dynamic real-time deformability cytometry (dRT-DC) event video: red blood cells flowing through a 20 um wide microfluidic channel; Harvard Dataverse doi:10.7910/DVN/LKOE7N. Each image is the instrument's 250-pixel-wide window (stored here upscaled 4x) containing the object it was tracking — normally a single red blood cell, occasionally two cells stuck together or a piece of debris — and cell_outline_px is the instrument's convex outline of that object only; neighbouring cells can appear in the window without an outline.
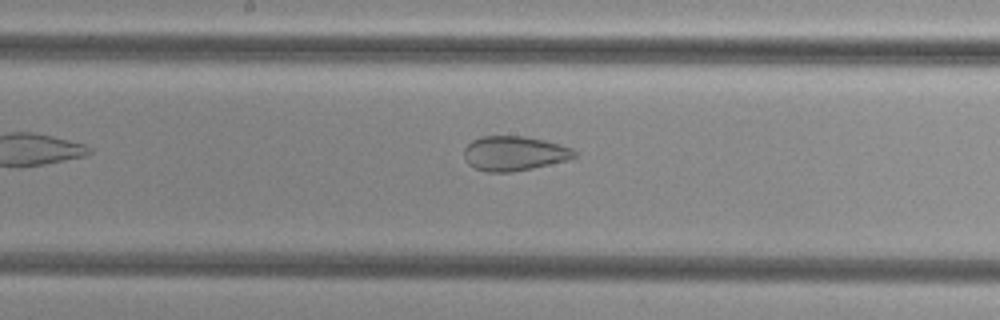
{"species": "common noctule bat (a hibernating species)", "species_latin": "Nyctalus noctula", "temperature_condition": "cold", "stored_images_in_passage": 35, "camera_frame_rate_fps": 3000, "um_per_image_px": 0.085, "animal": {"sex": "female", "body_mass_g": 29.2, "forearm_length_mm": 56.3}, "frame": {"image": 1, "passage_image": 11, "time_ms": 3.333, "image_size_px": [1000, 320], "cell_outline_px": [[576, 156], [568, 160], [532, 168], [512, 172], [488, 172], [476, 168], [468, 164], [464, 156], [464, 148], [472, 140], [480, 136], [524, 136], [544, 140], [572, 148], [576, 152]], "centroid_in_image_um": [43.69, 13.03], "position_along_channel_um": 204.5, "area_um2": 22.2}}